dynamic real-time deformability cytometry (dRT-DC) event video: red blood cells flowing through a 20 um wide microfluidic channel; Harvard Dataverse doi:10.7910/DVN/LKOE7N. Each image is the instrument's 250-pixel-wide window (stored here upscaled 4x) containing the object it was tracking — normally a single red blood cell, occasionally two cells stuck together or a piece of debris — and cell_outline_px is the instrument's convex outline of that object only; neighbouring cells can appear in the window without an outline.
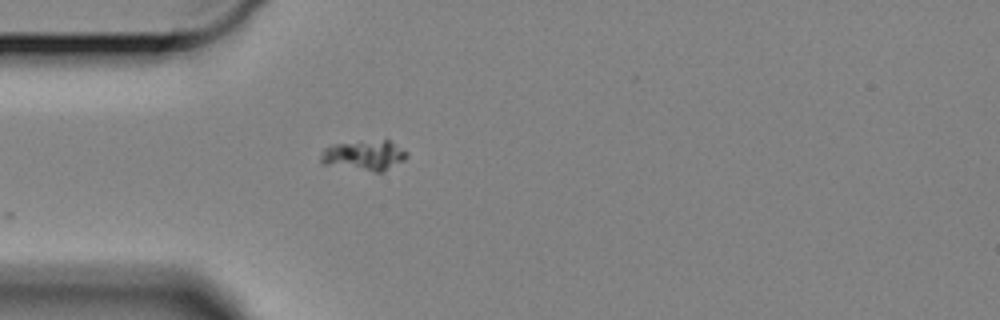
{"species": "Egyptian fruit bat (a non-hibernating species)", "species_latin": "Rousettus aegyptiacus", "temperature_condition": "cold", "stored_images_in_passage": 10, "camera_frame_rate_fps": 3000, "um_per_image_px": 0.085, "animal": {"sex": "female"}, "frame": {"image": 1, "passage_image": 1, "time_ms": 0.0, "image_size_px": [1000, 320], "cell_outline_px": [[408, 156], [404, 160], [384, 172], [376, 172], [320, 164], [320, 152], [324, 148], [332, 144], [384, 140], [388, 140], [408, 152]], "centroid_in_image_um": [30.93, 13.22], "position_along_channel_um": 54.1, "area_um2": 15.2}}
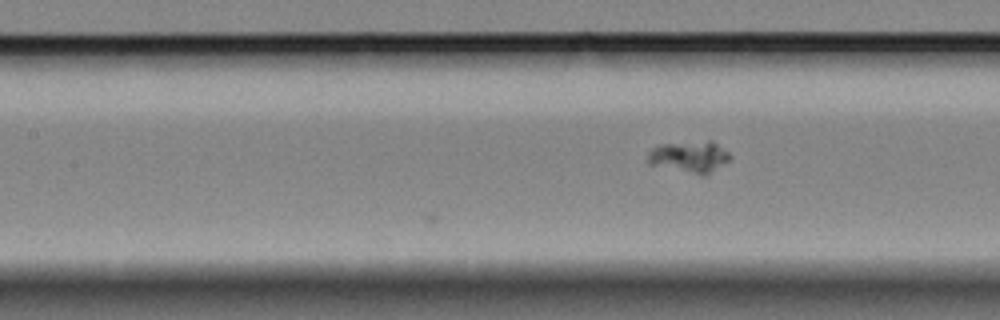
{"frame": {"image": 2, "passage_image": 10, "time_ms": 3.0, "image_size_px": [1000, 320], "cell_outline_px": [[732, 156], [728, 160], [704, 176], [700, 176], [648, 164], [648, 152], [652, 148], [660, 144], [708, 140], [712, 140], [728, 152]], "centroid_in_image_um": [58.58, 13.32], "position_along_channel_um": 148.8, "area_um2": 15.26}}